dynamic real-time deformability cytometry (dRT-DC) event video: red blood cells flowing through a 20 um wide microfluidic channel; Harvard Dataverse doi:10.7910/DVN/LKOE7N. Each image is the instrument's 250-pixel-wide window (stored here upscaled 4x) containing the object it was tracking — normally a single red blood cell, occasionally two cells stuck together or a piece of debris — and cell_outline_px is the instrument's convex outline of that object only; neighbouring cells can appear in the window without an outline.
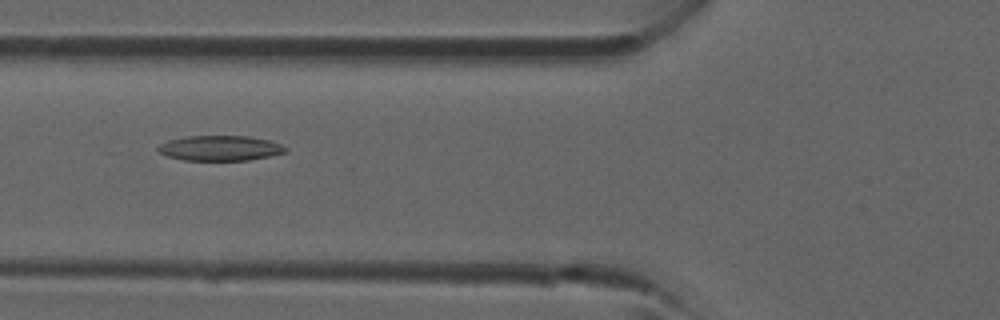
{"species": "common noctule bat (a hibernating species)", "species_latin": "Nyctalus noctula", "temperature_condition": "room temperature", "stored_images_in_passage": 28, "camera_frame_rate_fps": 3000, "um_per_image_px": 0.085, "animal": {"sex": "male", "forearm_length_mm": 52.5}, "frame": {"image": 1, "passage_image": 4, "time_ms": 1.0, "image_size_px": [1000, 320], "cell_outline_px": [[288, 152], [248, 160], [184, 160], [168, 156], [160, 152], [156, 148], [160, 144], [168, 140], [184, 136], [248, 136], [268, 140], [280, 144], [288, 148]], "centroid_in_image_um": [18.71, 12.58], "position_along_channel_um": 107.1, "area_um2": 18.61}}
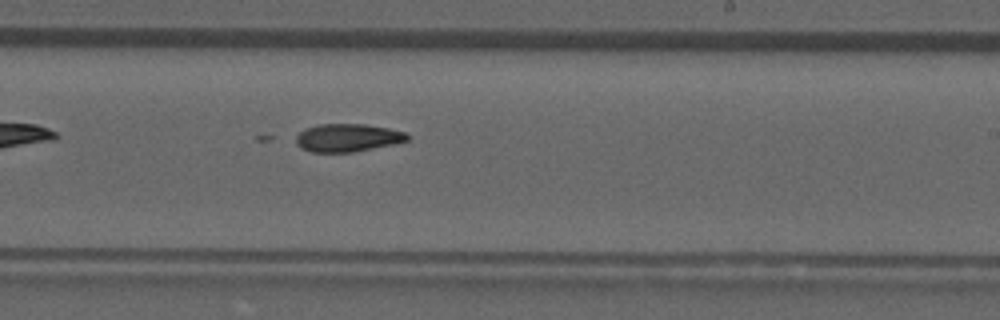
{"frame": {"image": 2, "passage_image": 13, "time_ms": 4.0, "image_size_px": [1000, 320], "cell_outline_px": [[408, 140], [392, 144], [352, 152], [312, 152], [300, 148], [296, 144], [296, 136], [300, 132], [308, 128], [320, 124], [364, 124], [388, 128], [404, 132], [408, 136]], "centroid_in_image_um": [29.51, 11.71], "position_along_channel_um": 259.5, "area_um2": 17.86}}